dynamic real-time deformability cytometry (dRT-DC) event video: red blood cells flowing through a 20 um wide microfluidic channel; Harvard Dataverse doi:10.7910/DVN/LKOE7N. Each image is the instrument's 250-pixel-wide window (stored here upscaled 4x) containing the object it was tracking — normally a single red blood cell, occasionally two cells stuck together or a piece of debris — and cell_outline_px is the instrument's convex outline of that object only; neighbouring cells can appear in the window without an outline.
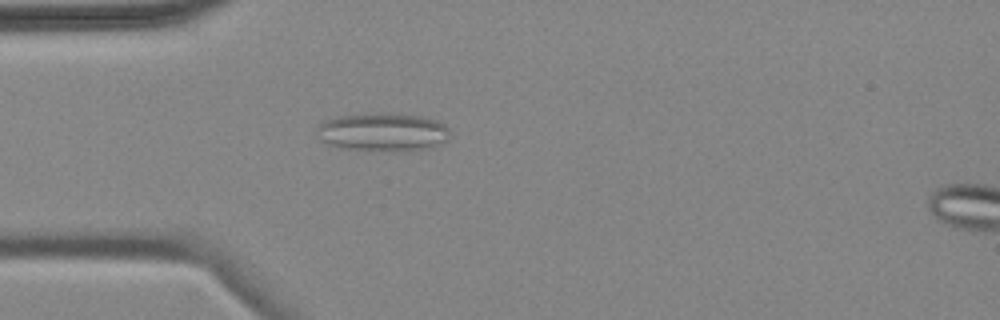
{"species": "common noctule bat (a hibernating species)", "species_latin": "Nyctalus noctula", "temperature_condition": "cold", "stored_images_in_passage": 5, "camera_frame_rate_fps": 3000, "um_per_image_px": 0.085, "animal": {"sex": "female", "body_mass_g": 18.4}, "frame": {"image": 1, "passage_image": 4, "time_ms": 4.333, "image_size_px": [1000, 320], "cell_outline_px": [[448, 140], [432, 148], [396, 152], [368, 152], [340, 148], [328, 144], [320, 140], [316, 136], [316, 128], [324, 120], [336, 116], [424, 116], [436, 120], [444, 124], [448, 128]], "centroid_in_image_um": [32.51, 11.31], "position_along_channel_um": 52.5, "area_um2": 29.54}}